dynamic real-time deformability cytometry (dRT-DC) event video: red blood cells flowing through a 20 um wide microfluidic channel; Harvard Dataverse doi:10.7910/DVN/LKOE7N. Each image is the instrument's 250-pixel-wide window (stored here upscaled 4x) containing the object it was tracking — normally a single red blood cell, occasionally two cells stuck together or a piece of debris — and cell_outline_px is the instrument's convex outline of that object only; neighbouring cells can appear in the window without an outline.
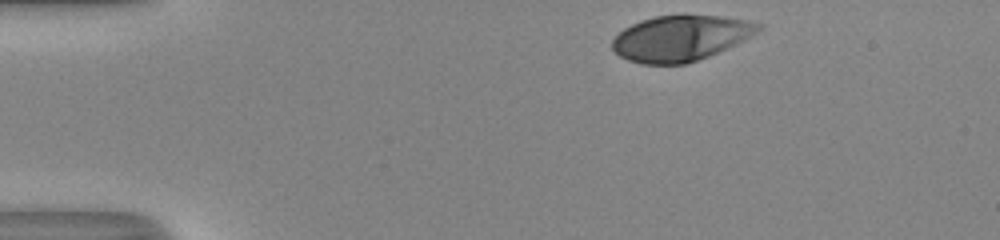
{"species": "human", "species_latin": "Homo sapiens", "temperature_condition": "room temperature", "stored_images_in_passage": 35, "camera_frame_rate_fps": 3000, "um_per_image_px": 0.085, "donor": {"sex": "male"}, "frame": {"image": 1, "passage_image": 1, "time_ms": 0.0, "image_size_px": [1000, 240], "cell_outline_px": [[764, 28], [752, 36], [736, 44], [708, 56], [684, 64], [640, 64], [628, 60], [620, 56], [612, 48], [612, 40], [624, 28], [640, 20], [656, 16], [680, 12], [684, 12], [724, 16], [748, 20], [764, 24]], "centroid_in_image_um": [57.9, 3.19], "position_along_channel_um": 27.1, "area_um2": 39.71}}
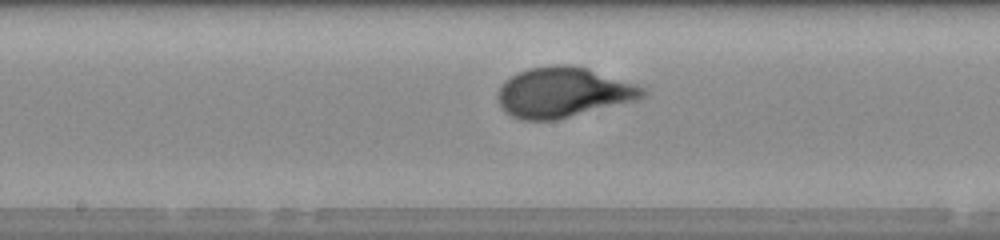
{"frame": {"image": 2, "passage_image": 20, "time_ms": 6.333, "image_size_px": [1000, 240], "cell_outline_px": [[648, 96], [636, 100], [556, 120], [524, 120], [512, 116], [500, 104], [496, 96], [504, 80], [516, 72], [528, 68], [556, 64], [572, 64], [588, 68], [636, 84], [644, 88], [648, 92]], "centroid_in_image_um": [47.89, 7.83], "position_along_channel_um": 200.3, "area_um2": 42.43}}
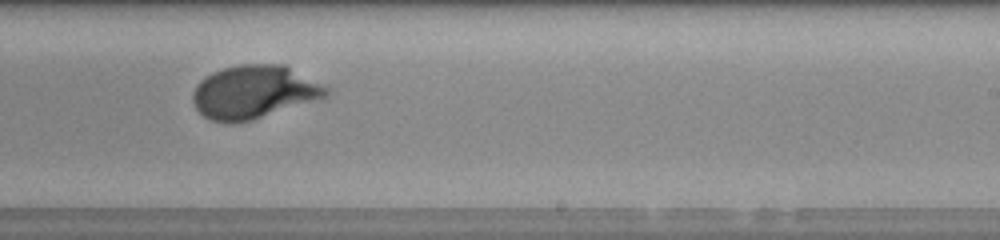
{"frame": {"image": 3, "passage_image": 25, "time_ms": 8.0, "image_size_px": [1000, 240], "cell_outline_px": [[328, 96], [252, 120], [228, 124], [212, 120], [204, 116], [196, 108], [192, 100], [192, 92], [196, 84], [200, 80], [212, 72], [224, 68], [240, 64], [284, 64], [324, 84], [328, 88]], "centroid_in_image_um": [21.57, 7.81], "position_along_channel_um": 267.4, "area_um2": 41.44}, "authors_computed_cell_mechanics": {"area_um2": 40.749, "velocity_mm_per_s": 4.0412, "shape_relaxation_time_tau1_ms": 3.3531, "shape_relaxation_time_tau2_ms": null, "deformation_change_tau1": 0.214, "deformation_change_tau2": null}}